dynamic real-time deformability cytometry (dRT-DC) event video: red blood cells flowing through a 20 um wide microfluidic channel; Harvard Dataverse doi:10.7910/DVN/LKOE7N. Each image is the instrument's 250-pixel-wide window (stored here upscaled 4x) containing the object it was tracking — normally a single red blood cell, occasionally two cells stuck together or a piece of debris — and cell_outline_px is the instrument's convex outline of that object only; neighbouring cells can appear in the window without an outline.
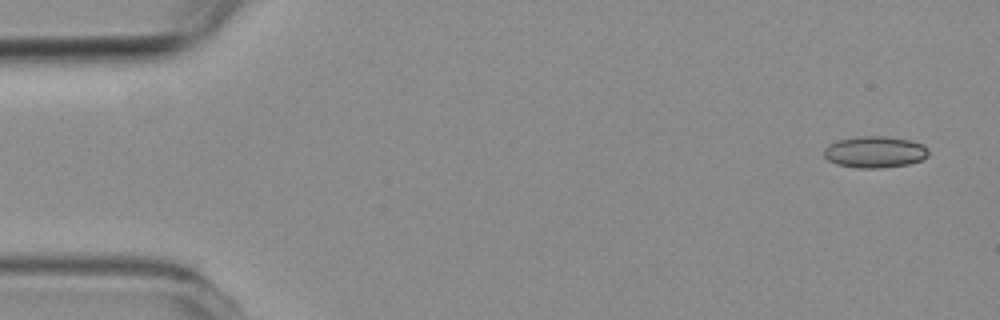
{"species": "common noctule bat (a hibernating species)", "species_latin": "Nyctalus noctula", "temperature_condition": "room temperature", "stored_images_in_passage": 4, "camera_frame_rate_fps": 3000, "um_per_image_px": 0.085, "animal": {"sex": "female", "body_mass_g": 19.3, "forearm_length_mm": 54.1}, "frame": {"image": 1, "passage_image": 1, "time_ms": 0.0, "image_size_px": [1000, 320], "cell_outline_px": [[928, 156], [920, 160], [908, 164], [880, 168], [856, 168], [836, 164], [828, 160], [824, 156], [824, 148], [828, 144], [836, 140], [856, 136], [884, 136], [912, 140], [924, 144], [928, 148]], "centroid_in_image_um": [74.35, 12.91], "position_along_channel_um": 10.7, "area_um2": 19.48}}
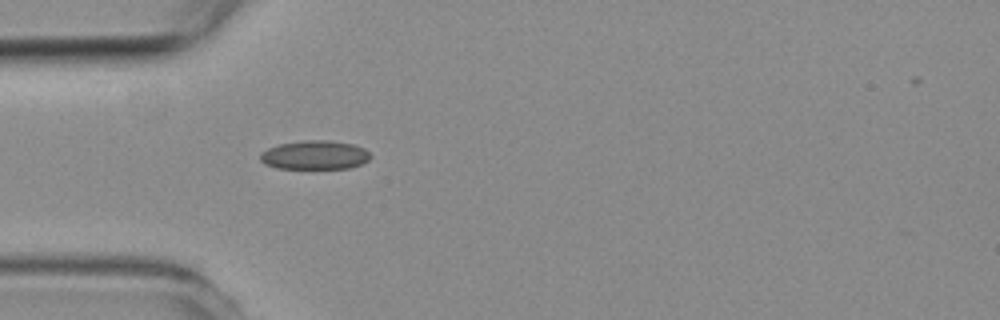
{"frame": {"image": 2, "passage_image": 4, "time_ms": 4.333, "image_size_px": [1000, 320], "cell_outline_px": [[372, 156], [368, 160], [360, 164], [348, 168], [276, 168], [264, 164], [260, 160], [260, 152], [268, 148], [280, 144], [304, 140], [332, 140], [356, 144], [364, 148]], "centroid_in_image_um": [26.76, 13.16], "position_along_channel_um": 58.2, "area_um2": 18.67}}